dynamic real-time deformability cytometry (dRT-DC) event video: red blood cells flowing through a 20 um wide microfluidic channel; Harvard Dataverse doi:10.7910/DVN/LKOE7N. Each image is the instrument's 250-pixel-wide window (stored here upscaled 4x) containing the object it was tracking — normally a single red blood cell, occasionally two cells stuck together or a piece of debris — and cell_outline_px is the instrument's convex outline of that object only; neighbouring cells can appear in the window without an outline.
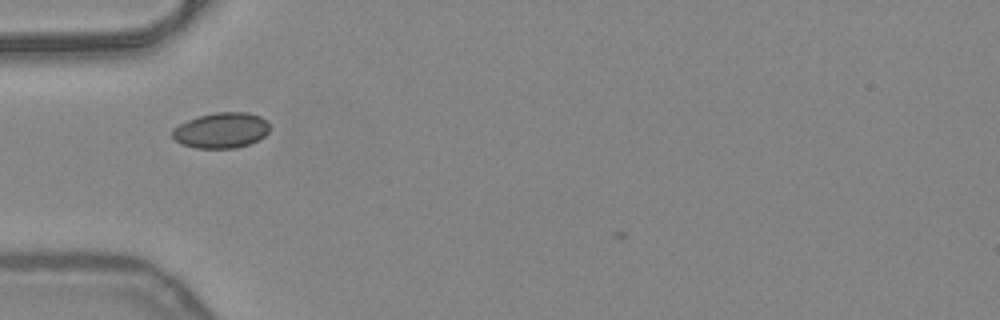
{"species": "common noctule bat (a hibernating species)", "species_latin": "Nyctalus noctula", "temperature_condition": "warm", "stored_images_in_passage": 3, "camera_frame_rate_fps": 3000, "um_per_image_px": 0.085, "animal": {"sex": "female", "body_mass_g": 24.6, "forearm_length_mm": 56.2}, "frame": {"image": 1, "passage_image": 1, "time_ms": 0.0, "image_size_px": [1000, 320], "cell_outline_px": [[268, 132], [264, 136], [248, 144], [236, 148], [196, 148], [180, 144], [172, 136], [172, 128], [188, 120], [200, 116], [216, 112], [248, 112], [260, 116], [268, 120]], "centroid_in_image_um": [18.8, 11.07], "position_along_channel_um": 66.2, "area_um2": 20.11}}